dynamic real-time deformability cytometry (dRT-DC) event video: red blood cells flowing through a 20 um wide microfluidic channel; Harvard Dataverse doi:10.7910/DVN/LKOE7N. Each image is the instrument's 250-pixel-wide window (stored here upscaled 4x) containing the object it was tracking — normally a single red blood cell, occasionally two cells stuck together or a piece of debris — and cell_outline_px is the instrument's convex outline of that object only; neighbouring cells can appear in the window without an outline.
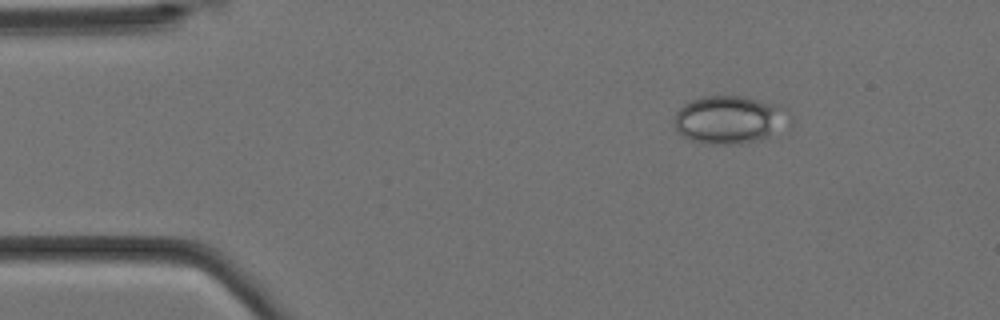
{"species": "Egyptian fruit bat (a non-hibernating species)", "species_latin": "Rousettus aegyptiacus", "temperature_condition": "cold", "stored_images_in_passage": 7, "camera_frame_rate_fps": 3000, "um_per_image_px": 0.085, "animal": {"sex": "female"}, "frame": {"image": 1, "passage_image": 3, "time_ms": 0.667, "image_size_px": [1000, 320], "cell_outline_px": [[792, 116], [768, 136], [740, 144], [716, 144], [688, 140], [676, 128], [676, 112], [684, 104], [700, 96], [740, 96], [780, 104], [788, 108]], "centroid_in_image_um": [62.0, 10.14], "position_along_channel_um": 23.0, "area_um2": 31.67}}